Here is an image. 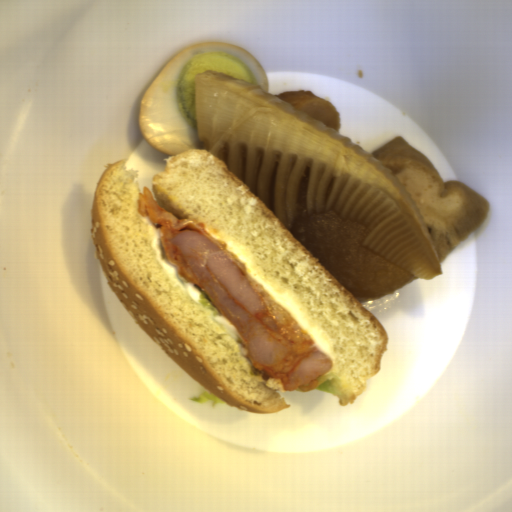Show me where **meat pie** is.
Instances as JSON below:
<instances>
[{
  "instance_id": "1",
  "label": "meat pie",
  "mask_w": 512,
  "mask_h": 512,
  "mask_svg": "<svg viewBox=\"0 0 512 512\" xmlns=\"http://www.w3.org/2000/svg\"><path fill=\"white\" fill-rule=\"evenodd\" d=\"M137 191V209L159 229L164 260L188 283L197 284L238 331L249 363L262 376L281 378L283 392L315 390L333 360L252 276L225 242L203 223L162 209L150 188Z\"/></svg>"
}]
</instances>
